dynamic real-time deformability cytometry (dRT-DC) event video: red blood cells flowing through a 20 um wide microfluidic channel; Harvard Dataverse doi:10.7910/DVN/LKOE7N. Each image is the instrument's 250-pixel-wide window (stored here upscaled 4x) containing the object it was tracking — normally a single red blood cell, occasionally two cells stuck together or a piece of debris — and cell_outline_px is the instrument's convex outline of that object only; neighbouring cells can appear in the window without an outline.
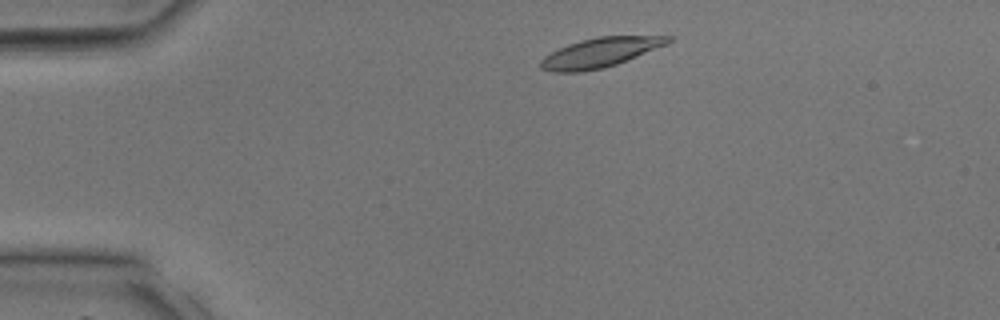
{"species": "common noctule bat (a hibernating species)", "species_latin": "Nyctalus noctula", "temperature_condition": "room temperature", "stored_images_in_passage": 33, "camera_frame_rate_fps": 3000, "um_per_image_px": 0.085, "animal": {"sex": "male", "body_mass_g": 17.9, "forearm_length_mm": 54.2}, "frame": {"image": 1, "passage_image": 3, "time_ms": 0.667, "image_size_px": [1000, 320], "cell_outline_px": [[676, 36], [668, 44], [616, 64], [604, 68], [580, 72], [552, 72], [540, 68], [540, 60], [544, 56], [568, 44], [580, 40], [596, 36]], "centroid_in_image_um": [51.01, 4.46], "position_along_channel_um": 34.0, "area_um2": 21.91}}
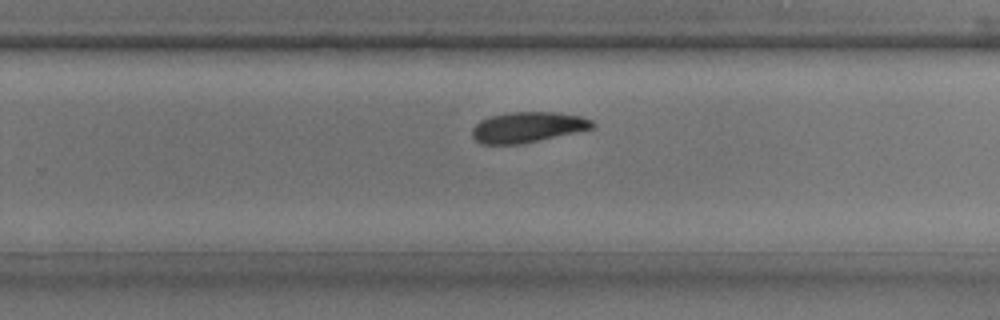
{"frame": {"image": 2, "passage_image": 20, "time_ms": 6.333, "image_size_px": [1000, 320], "cell_outline_px": [[596, 124], [592, 128], [576, 132], [520, 144], [480, 144], [472, 136], [472, 128], [480, 120], [488, 116], [512, 112], [556, 112], [580, 116], [592, 120]], "centroid_in_image_um": [44.82, 10.8], "position_along_channel_um": 285.0, "area_um2": 21.33}}
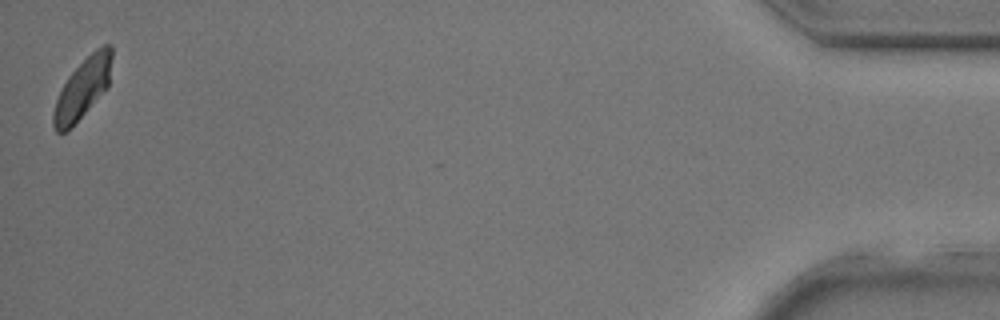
{"frame": {"image": 3, "passage_image": 33, "time_ms": 10.667, "image_size_px": [1000, 320], "cell_outline_px": [[112, 56], [108, 88], [64, 132], [56, 132], [52, 124], [52, 112], [56, 100], [68, 76], [96, 48], [104, 44], [112, 44]], "centroid_in_image_um": [7.03, 7.47], "position_along_channel_um": 428.2, "area_um2": 19.94}}